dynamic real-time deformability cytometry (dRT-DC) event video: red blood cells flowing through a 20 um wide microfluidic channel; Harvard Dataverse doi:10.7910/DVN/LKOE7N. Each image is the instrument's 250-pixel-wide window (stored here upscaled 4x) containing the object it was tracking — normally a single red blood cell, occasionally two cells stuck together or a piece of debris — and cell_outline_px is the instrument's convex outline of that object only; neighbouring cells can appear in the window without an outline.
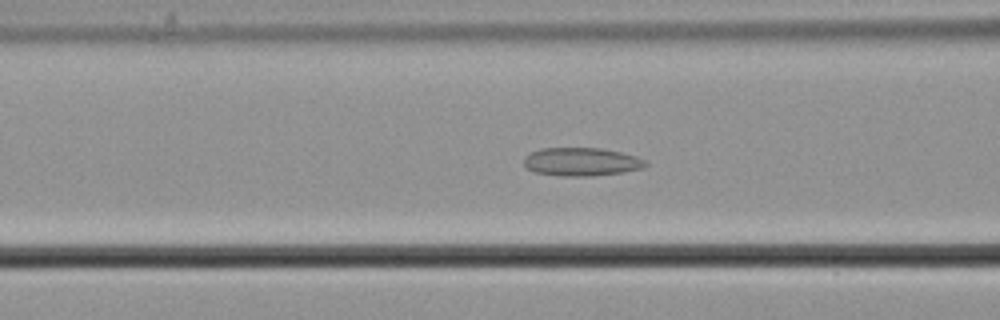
{"species": "common noctule bat (a hibernating species)", "species_latin": "Nyctalus noctula", "temperature_condition": "cold", "stored_images_in_passage": 57, "camera_frame_rate_fps": 3000, "um_per_image_px": 0.085, "animal": {"sex": "male", "body_mass_g": 21.5, "forearm_length_mm": 52.0}, "frame": {"image": 1, "passage_image": 23, "time_ms": 7.333, "image_size_px": [1000, 320], "cell_outline_px": [[648, 164], [644, 168], [620, 172], [592, 176], [560, 176], [532, 172], [524, 164], [524, 156], [540, 148], [600, 148], [620, 152], [636, 156], [644, 160]], "centroid_in_image_um": [49.39, 13.75], "position_along_channel_um": 117.2, "area_um2": 20.06}}
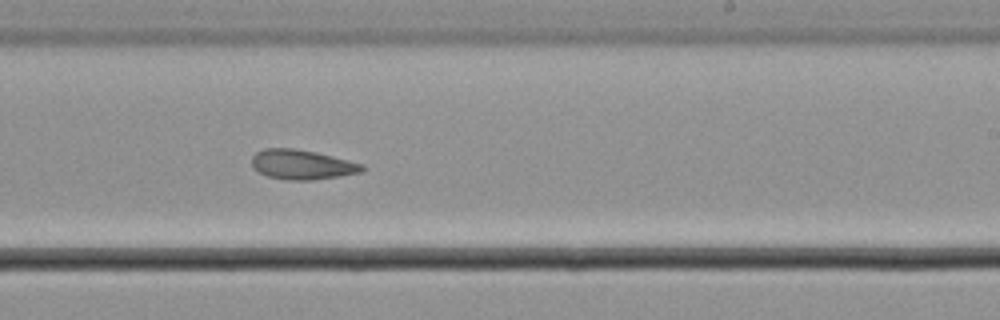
{"frame": {"image": 2, "passage_image": 35, "time_ms": 11.333, "image_size_px": [1000, 320], "cell_outline_px": [[368, 168], [364, 172], [340, 176], [312, 180], [288, 180], [268, 176], [256, 172], [252, 168], [252, 156], [256, 152], [264, 148], [292, 148], [332, 156], [364, 164]], "centroid_in_image_um": [25.68, 14.0], "position_along_channel_um": 263.3, "area_um2": 19.25}}
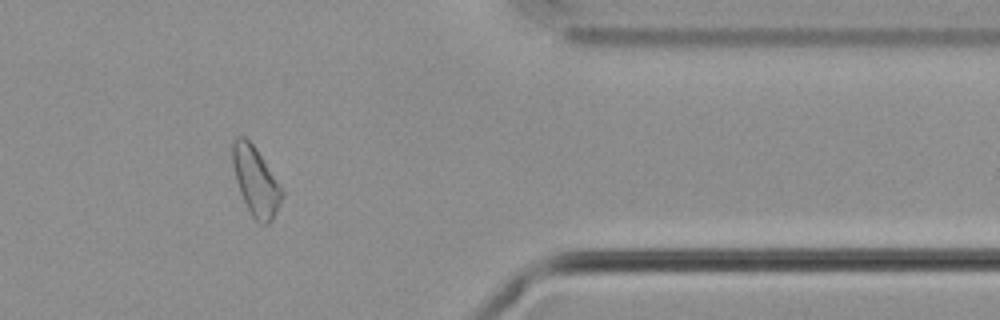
{"frame": {"image": 3, "passage_image": 47, "time_ms": 15.333, "image_size_px": [1000, 320], "cell_outline_px": [[284, 196], [272, 220], [268, 224], [260, 224], [252, 216], [240, 192], [236, 180], [232, 164], [232, 144], [236, 136], [244, 136], [256, 148], [284, 192]], "centroid_in_image_um": [21.73, 15.41], "position_along_channel_um": 389.7, "area_um2": 19.54}, "authors_computed_cell_mechanics": {"area_um2": 20.7502, "velocity_mm_per_s": 3.6628, "shape_relaxation_time_tau1_ms": null, "shape_relaxation_time_tau2_ms": 3.4481, "deformation_change_tau1": null, "deformation_change_tau2": 0.0754}}